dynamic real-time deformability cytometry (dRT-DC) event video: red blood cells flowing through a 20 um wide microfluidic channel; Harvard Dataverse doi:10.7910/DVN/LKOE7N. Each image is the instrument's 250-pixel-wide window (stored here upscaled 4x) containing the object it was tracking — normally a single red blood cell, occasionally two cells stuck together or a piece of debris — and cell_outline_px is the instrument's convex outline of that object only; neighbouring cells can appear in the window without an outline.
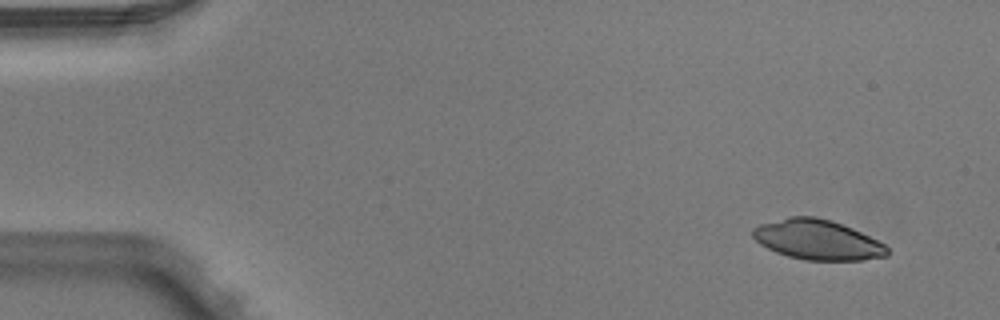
{"species": "Egyptian fruit bat (a non-hibernating species)", "species_latin": "Rousettus aegyptiacus", "temperature_condition": "warm", "stored_images_in_passage": 4, "camera_frame_rate_fps": 3000, "um_per_image_px": 0.085, "animal": {"sex": "male"}, "frame": {"image": 1, "passage_image": 1, "time_ms": 0.0, "image_size_px": [1000, 320], "cell_outline_px": [[888, 256], [864, 260], [804, 260], [788, 256], [776, 252], [760, 244], [752, 236], [752, 228], [760, 224], [788, 216], [816, 216], [832, 220], [852, 228], [884, 244], [888, 248]], "centroid_in_image_um": [69.46, 20.37], "position_along_channel_um": 15.5, "area_um2": 31.33}}